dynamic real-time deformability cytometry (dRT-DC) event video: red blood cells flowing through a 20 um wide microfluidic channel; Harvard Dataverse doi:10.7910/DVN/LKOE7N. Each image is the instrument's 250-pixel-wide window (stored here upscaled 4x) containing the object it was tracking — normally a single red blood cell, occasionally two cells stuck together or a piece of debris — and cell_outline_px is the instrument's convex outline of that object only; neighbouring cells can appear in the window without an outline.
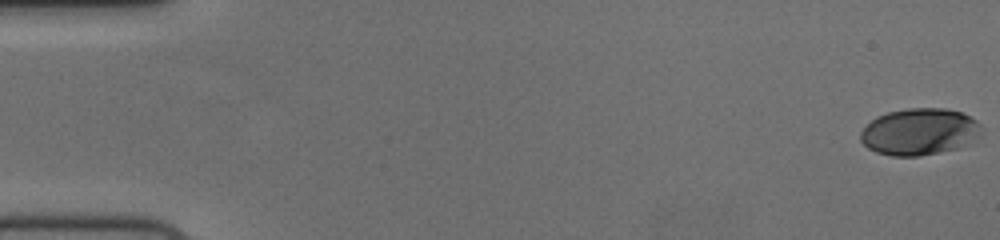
{"species": "human", "species_latin": "Homo sapiens", "temperature_condition": "cold", "stored_images_in_passage": 57, "camera_frame_rate_fps": 3000, "um_per_image_px": 0.085, "donor": {"sex": "female"}, "frame": {"image": 1, "passage_image": 1, "time_ms": 0.0, "image_size_px": [1000, 240], "cell_outline_px": [[980, 132], [972, 144], [956, 148], [920, 156], [892, 156], [876, 152], [868, 148], [860, 140], [860, 132], [876, 116], [888, 112], [908, 108], [948, 108], [960, 112], [976, 120], [980, 124]], "centroid_in_image_um": [78.15, 11.2], "position_along_channel_um": 6.9, "area_um2": 32.95}}
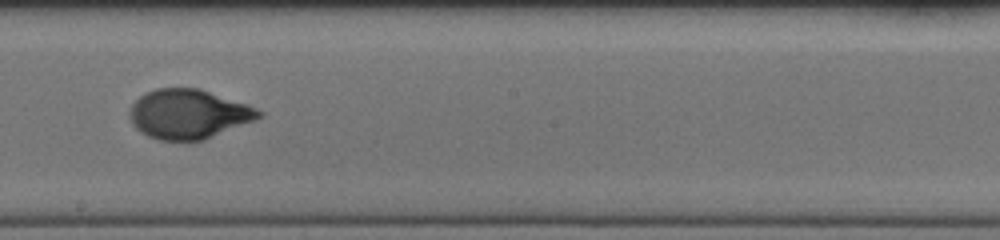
{"frame": {"image": 2, "passage_image": 33, "time_ms": 10.667, "image_size_px": [1000, 240], "cell_outline_px": [[264, 116], [204, 140], [160, 140], [148, 136], [140, 132], [132, 124], [128, 116], [128, 112], [132, 104], [144, 92], [156, 88], [200, 88], [248, 104], [264, 112]], "centroid_in_image_um": [16.01, 9.68], "position_along_channel_um": 232.2, "area_um2": 37.4}}
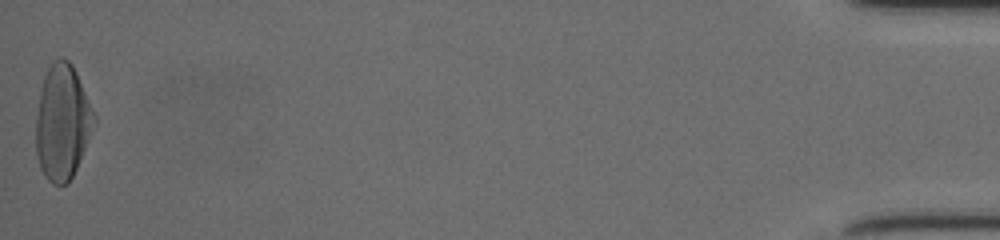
{"frame": {"image": 3, "passage_image": 57, "time_ms": 18.667, "image_size_px": [1000, 240], "cell_outline_px": [[96, 120], [76, 168], [72, 176], [64, 184], [52, 184], [44, 176], [40, 168], [36, 156], [36, 116], [40, 92], [44, 76], [52, 60], [60, 56], [64, 56], [72, 64], [76, 72], [96, 116]], "centroid_in_image_um": [5.28, 10.35], "position_along_channel_um": 429.9, "area_um2": 38.84}, "authors_computed_cell_mechanics": {"area_um2": 36.2984, "velocity_mm_per_s": 3.7094, "shape_relaxation_time_tau1_ms": 3.905, "shape_relaxation_time_tau2_ms": null, "deformation_change_tau1": 0.2098, "deformation_change_tau2": null}}